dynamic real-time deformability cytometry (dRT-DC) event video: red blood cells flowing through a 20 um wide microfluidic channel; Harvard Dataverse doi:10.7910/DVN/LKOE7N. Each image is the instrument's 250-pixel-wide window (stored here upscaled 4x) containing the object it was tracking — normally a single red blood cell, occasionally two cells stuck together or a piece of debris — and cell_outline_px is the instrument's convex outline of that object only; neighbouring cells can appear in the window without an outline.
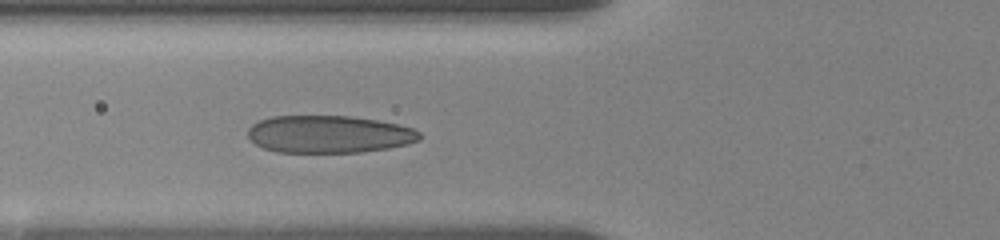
{"species": "human", "species_latin": "Homo sapiens", "temperature_condition": "room temperature", "stored_images_in_passage": 16, "camera_frame_rate_fps": 3000, "um_per_image_px": 0.085, "donor": {"sex": "female"}, "frame": {"image": 1, "passage_image": 16, "time_ms": 6.333, "image_size_px": [1000, 240], "cell_outline_px": [[420, 140], [408, 144], [388, 148], [360, 152], [276, 152], [264, 148], [248, 140], [248, 128], [252, 124], [260, 120], [272, 116], [352, 116], [376, 120], [396, 124], [412, 128], [420, 132]], "centroid_in_image_um": [27.93, 11.41], "position_along_channel_um": 97.9, "area_um2": 37.51}}